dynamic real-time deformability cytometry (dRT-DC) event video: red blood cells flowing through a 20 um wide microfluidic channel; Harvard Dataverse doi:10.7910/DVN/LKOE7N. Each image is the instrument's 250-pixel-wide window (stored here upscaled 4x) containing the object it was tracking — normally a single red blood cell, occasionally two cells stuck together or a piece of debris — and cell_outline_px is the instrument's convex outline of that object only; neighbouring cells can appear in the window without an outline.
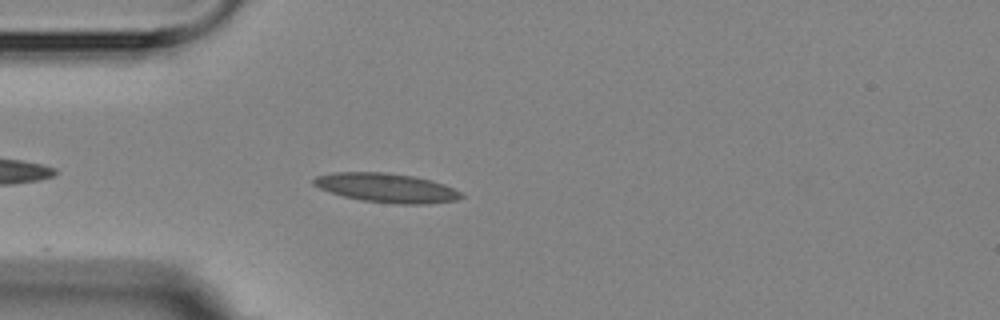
{"species": "Egyptian fruit bat (a non-hibernating species)", "species_latin": "Rousettus aegyptiacus", "temperature_condition": "room temperature", "stored_images_in_passage": 4, "camera_frame_rate_fps": 3000, "um_per_image_px": 0.085, "animal": {"sex": "female"}, "frame": {"image": 1, "passage_image": 4, "time_ms": 3.333, "image_size_px": [1000, 320], "cell_outline_px": [[464, 196], [456, 200], [424, 204], [400, 204], [360, 200], [344, 196], [320, 188], [312, 184], [312, 180], [316, 176], [332, 172], [380, 172], [412, 176], [444, 184], [460, 192]], "centroid_in_image_um": [32.82, 15.96], "position_along_channel_um": 52.2, "area_um2": 24.74}}